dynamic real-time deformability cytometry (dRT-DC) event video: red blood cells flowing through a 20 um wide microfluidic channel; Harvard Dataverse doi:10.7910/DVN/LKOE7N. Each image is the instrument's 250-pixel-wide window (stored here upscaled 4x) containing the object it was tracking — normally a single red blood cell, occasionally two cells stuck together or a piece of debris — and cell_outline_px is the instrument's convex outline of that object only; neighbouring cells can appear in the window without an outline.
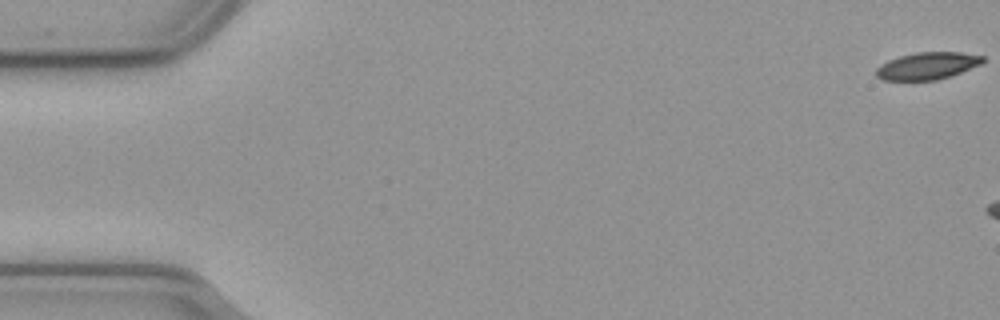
{"species": "common noctule bat (a hibernating species)", "species_latin": "Nyctalus noctula", "temperature_condition": "cold", "stored_images_in_passage": 7, "camera_frame_rate_fps": 3000, "um_per_image_px": 0.085, "animal": {"sex": "male", "body_mass_g": 23.1, "forearm_length_mm": 52.7}, "frame": {"image": 1, "passage_image": 1, "time_ms": 0.0, "image_size_px": [1000, 320], "cell_outline_px": [[984, 60], [980, 64], [960, 72], [936, 80], [880, 80], [876, 76], [876, 68], [880, 64], [888, 60], [900, 56], [916, 52], [960, 52], [984, 56]], "centroid_in_image_um": [78.78, 5.59], "position_along_channel_um": 6.2, "area_um2": 16.76}}